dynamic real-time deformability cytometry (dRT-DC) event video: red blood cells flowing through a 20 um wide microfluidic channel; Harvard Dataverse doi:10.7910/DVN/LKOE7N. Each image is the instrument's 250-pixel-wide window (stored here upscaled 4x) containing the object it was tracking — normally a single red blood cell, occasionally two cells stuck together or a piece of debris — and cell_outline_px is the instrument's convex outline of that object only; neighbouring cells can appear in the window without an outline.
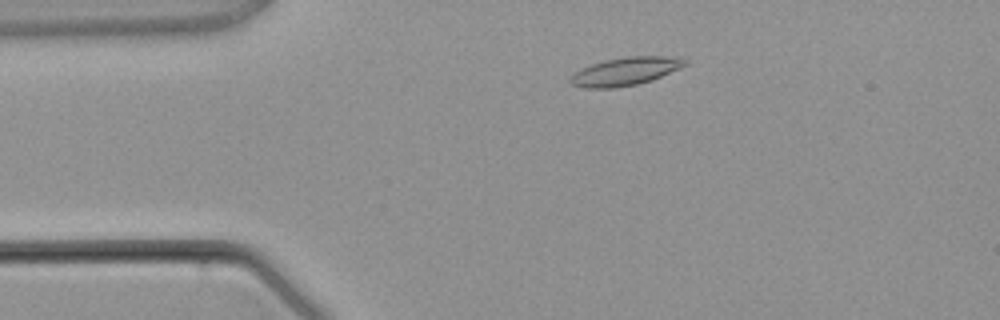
{"species": "common noctule bat (a hibernating species)", "species_latin": "Nyctalus noctula", "temperature_condition": "warm", "stored_images_in_passage": 4, "camera_frame_rate_fps": 3000, "um_per_image_px": 0.085, "animal": {"sex": "male", "body_mass_g": 21.5, "forearm_length_mm": 52.0}, "frame": {"image": 1, "passage_image": 2, "time_ms": 1.0, "image_size_px": [1000, 320], "cell_outline_px": [[688, 64], [680, 68], [652, 80], [636, 84], [616, 88], [584, 88], [572, 84], [568, 80], [576, 72], [592, 64], [604, 60], [628, 56], [676, 56], [688, 60]], "centroid_in_image_um": [53.21, 6.06], "position_along_channel_um": 31.8, "area_um2": 18.73}}
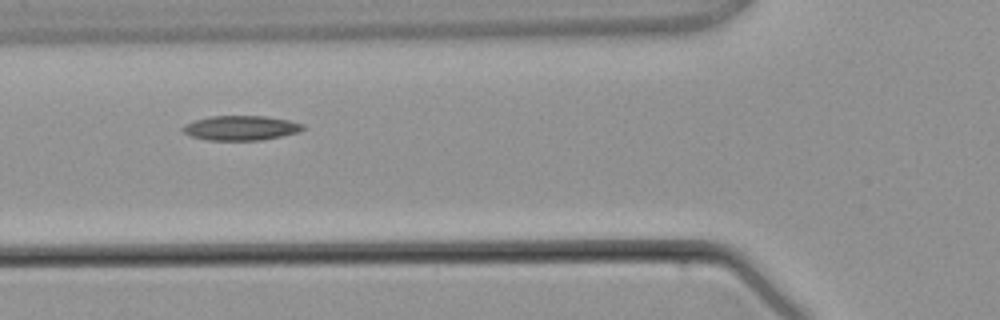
{"frame": {"image": 2, "passage_image": 4, "time_ms": 3.333, "image_size_px": [1000, 320], "cell_outline_px": [[304, 128], [300, 132], [260, 140], [208, 140], [192, 136], [184, 132], [180, 128], [184, 124], [196, 120], [212, 116], [264, 116], [288, 120], [304, 124]], "centroid_in_image_um": [20.47, 10.87], "position_along_channel_um": 105.3, "area_um2": 17.11}}